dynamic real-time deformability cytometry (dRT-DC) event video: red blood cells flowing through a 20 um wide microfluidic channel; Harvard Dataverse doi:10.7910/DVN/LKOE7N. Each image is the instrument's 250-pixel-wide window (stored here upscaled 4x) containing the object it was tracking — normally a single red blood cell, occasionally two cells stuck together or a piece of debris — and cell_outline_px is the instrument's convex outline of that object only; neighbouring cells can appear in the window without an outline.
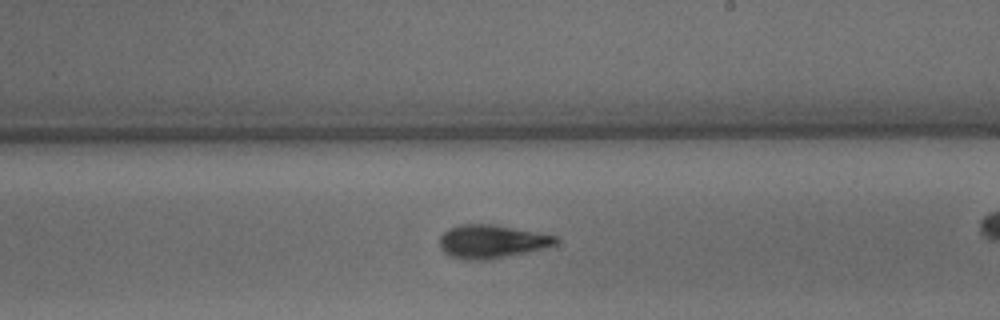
{"species": "common noctule bat (a hibernating species)", "species_latin": "Nyctalus noctula", "temperature_condition": "warm", "stored_images_in_passage": 27, "camera_frame_rate_fps": 3000, "um_per_image_px": 0.085, "animal": {"sex": "male", "body_mass_g": 15.6}, "frame": {"image": 1, "passage_image": 16, "time_ms": 5.0, "image_size_px": [1000, 320], "cell_outline_px": [[556, 244], [528, 252], [492, 260], [468, 260], [452, 256], [444, 252], [440, 248], [440, 236], [448, 228], [460, 224], [492, 224], [556, 236]], "centroid_in_image_um": [41.74, 20.53], "position_along_channel_um": 247.3, "area_um2": 22.43}}